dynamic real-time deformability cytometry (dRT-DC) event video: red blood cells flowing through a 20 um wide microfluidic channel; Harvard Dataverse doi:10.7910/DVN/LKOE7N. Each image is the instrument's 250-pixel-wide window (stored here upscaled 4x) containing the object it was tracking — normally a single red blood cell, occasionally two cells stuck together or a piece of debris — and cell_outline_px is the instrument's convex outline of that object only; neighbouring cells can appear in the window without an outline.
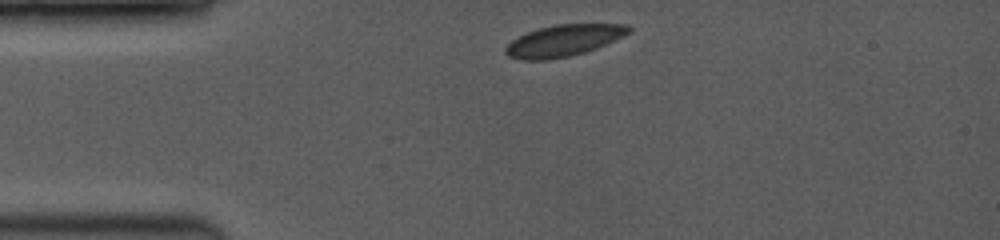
{"species": "common noctule bat (a hibernating species)", "species_latin": "Nyctalus noctula", "temperature_condition": "room temperature", "stored_images_in_passage": 19, "camera_frame_rate_fps": 3500, "um_per_image_px": 0.085, "animal": {"sex": "female", "body_mass_g": 19.0, "forearm_length_mm": 53.3}, "frame": {"image": 1, "passage_image": 1, "time_ms": 0.0, "image_size_px": [1000, 240], "cell_outline_px": [[632, 28], [624, 36], [596, 48], [584, 52], [552, 60], [524, 60], [508, 56], [504, 52], [504, 48], [512, 40], [528, 32], [540, 28], [556, 24], [624, 24]], "centroid_in_image_um": [47.89, 3.45], "position_along_channel_um": 37.1, "area_um2": 22.43}}
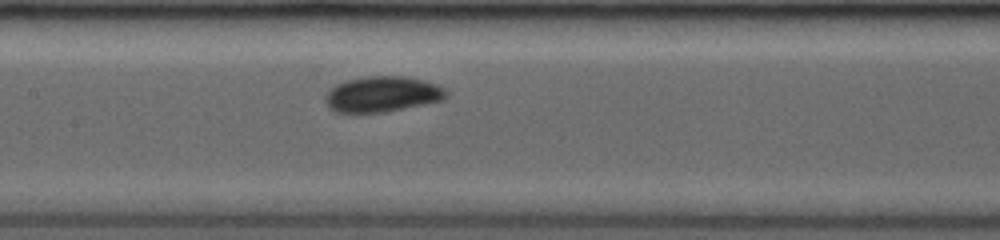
{"frame": {"image": 2, "passage_image": 11, "time_ms": 4.286, "image_size_px": [1000, 240], "cell_outline_px": [[448, 96], [444, 100], [384, 112], [336, 112], [328, 108], [324, 100], [324, 96], [336, 84], [348, 80], [364, 76], [404, 76], [424, 80], [436, 84], [444, 88], [448, 92]], "centroid_in_image_um": [32.5, 8.0], "position_along_channel_um": 174.9, "area_um2": 25.14}}
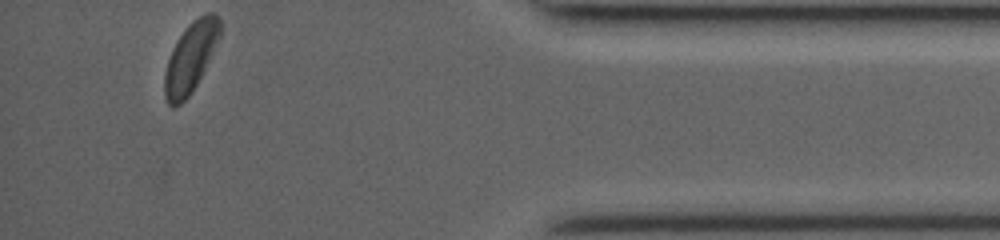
{"frame": {"image": 3, "passage_image": 19, "time_ms": 11.143, "image_size_px": [1000, 240], "cell_outline_px": [[220, 36], [192, 92], [180, 104], [172, 108], [168, 104], [164, 96], [164, 72], [172, 48], [176, 40], [184, 28], [192, 20], [208, 12], [212, 12], [220, 20]], "centroid_in_image_um": [16.16, 4.88], "position_along_channel_um": 419.0, "area_um2": 22.31}, "authors_computed_cell_mechanics": {"area_um2": 23.5246, "velocity_mm_per_s": 4.005, "shape_relaxation_time_tau1_ms": 0.8275, "shape_relaxation_time_tau2_ms": 2.5155, "deformation_change_tau1": 0.069, "deformation_change_tau2": 0.0381}}